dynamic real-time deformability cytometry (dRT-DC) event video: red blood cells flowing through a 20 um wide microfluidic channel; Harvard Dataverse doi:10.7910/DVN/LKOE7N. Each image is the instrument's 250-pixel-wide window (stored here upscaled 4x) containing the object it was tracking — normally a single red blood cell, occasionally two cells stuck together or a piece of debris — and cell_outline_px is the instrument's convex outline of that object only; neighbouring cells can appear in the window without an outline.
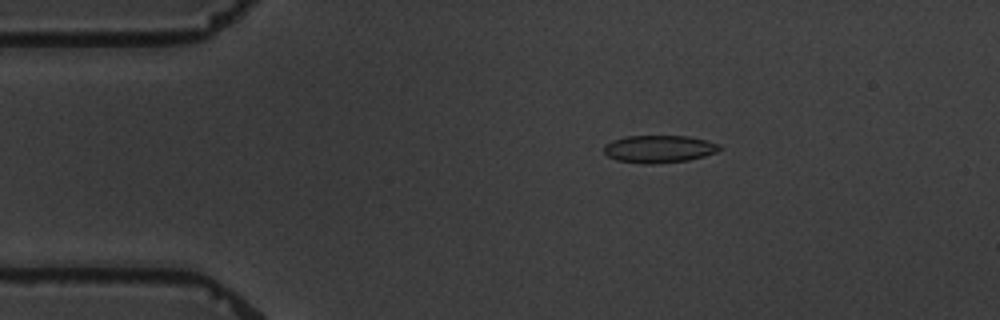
{"species": "common noctule bat (a hibernating species)", "species_latin": "Nyctalus noctula", "temperature_condition": "warm", "stored_images_in_passage": 6, "camera_frame_rate_fps": 3000, "um_per_image_px": 0.085, "animal": {"sex": "male", "body_mass_g": 19.5, "forearm_length_mm": 54.6}, "frame": {"image": 1, "passage_image": 3, "time_ms": 2.333, "image_size_px": [1000, 320], "cell_outline_px": [[720, 148], [716, 152], [704, 156], [688, 160], [652, 164], [644, 164], [616, 160], [608, 156], [604, 152], [604, 144], [612, 140], [624, 136], [688, 136], [708, 140], [720, 144]], "centroid_in_image_um": [56.0, 12.65], "position_along_channel_um": 29.0, "area_um2": 18.61}}
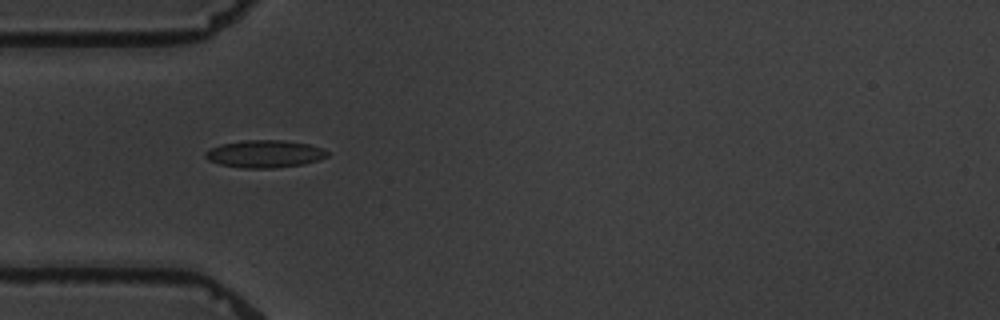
{"frame": {"image": 2, "passage_image": 5, "time_ms": 4.667, "image_size_px": [1000, 320], "cell_outline_px": [[328, 156], [320, 160], [304, 164], [272, 168], [244, 168], [220, 164], [208, 160], [204, 156], [204, 152], [208, 148], [220, 144], [244, 140], [284, 140], [308, 144], [324, 148], [328, 152]], "centroid_in_image_um": [22.49, 13.07], "position_along_channel_um": 62.5, "area_um2": 19.71}}
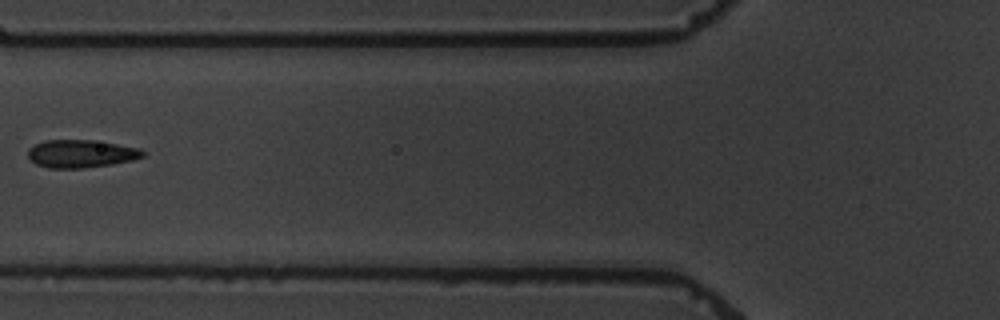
{"frame": {"image": 3, "passage_image": 6, "time_ms": 6.333, "image_size_px": [1000, 320], "cell_outline_px": [[144, 156], [132, 160], [112, 164], [84, 168], [48, 168], [36, 164], [28, 160], [28, 148], [44, 140], [92, 140], [140, 148], [144, 152]], "centroid_in_image_um": [6.85, 13.07], "position_along_channel_um": 119.0, "area_um2": 18.67}}